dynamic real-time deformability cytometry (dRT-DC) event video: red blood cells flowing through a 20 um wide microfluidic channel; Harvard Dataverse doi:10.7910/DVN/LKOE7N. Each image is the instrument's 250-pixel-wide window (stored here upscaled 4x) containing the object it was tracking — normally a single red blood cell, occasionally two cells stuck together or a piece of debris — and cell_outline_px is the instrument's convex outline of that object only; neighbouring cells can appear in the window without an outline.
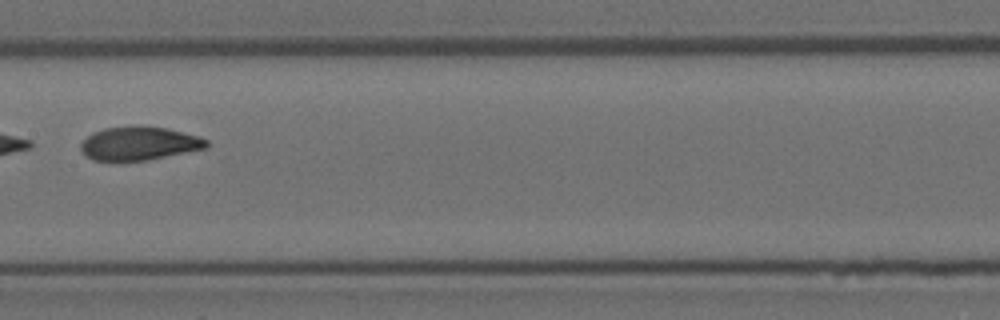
{"species": "Egyptian fruit bat (a non-hibernating species)", "species_latin": "Rousettus aegyptiacus", "temperature_condition": "room temperature", "stored_images_in_passage": 5, "camera_frame_rate_fps": 3000, "um_per_image_px": 0.085, "animal": {"sex": "female"}, "frame": {"image": 1, "passage_image": 4, "time_ms": 1.0, "image_size_px": [1000, 320], "cell_outline_px": [[208, 148], [148, 160], [92, 160], [80, 148], [80, 144], [92, 132], [104, 128], [136, 124], [144, 124], [168, 128], [196, 136], [208, 140]], "centroid_in_image_um": [11.84, 12.16], "position_along_channel_um": 195.6, "area_um2": 24.8}}
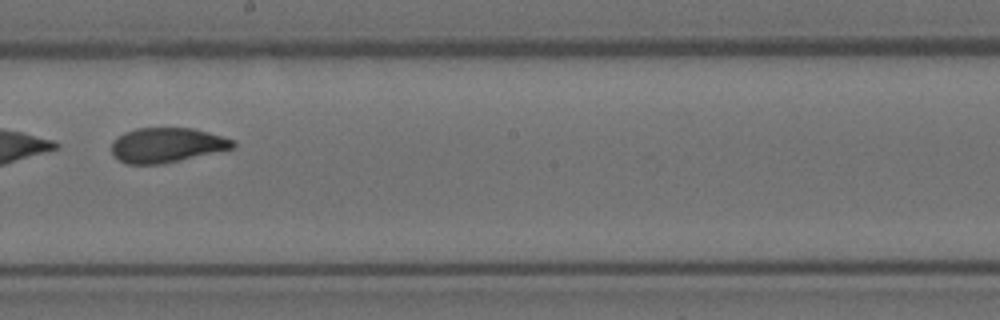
{"frame": {"image": 2, "passage_image": 5, "time_ms": 1.333, "image_size_px": [1000, 320], "cell_outline_px": [[236, 148], [180, 160], [160, 164], [124, 164], [112, 156], [112, 140], [124, 132], [136, 128], [192, 128], [208, 132], [236, 140]], "centroid_in_image_um": [14.17, 12.33], "position_along_channel_um": 234.0, "area_um2": 24.85}}